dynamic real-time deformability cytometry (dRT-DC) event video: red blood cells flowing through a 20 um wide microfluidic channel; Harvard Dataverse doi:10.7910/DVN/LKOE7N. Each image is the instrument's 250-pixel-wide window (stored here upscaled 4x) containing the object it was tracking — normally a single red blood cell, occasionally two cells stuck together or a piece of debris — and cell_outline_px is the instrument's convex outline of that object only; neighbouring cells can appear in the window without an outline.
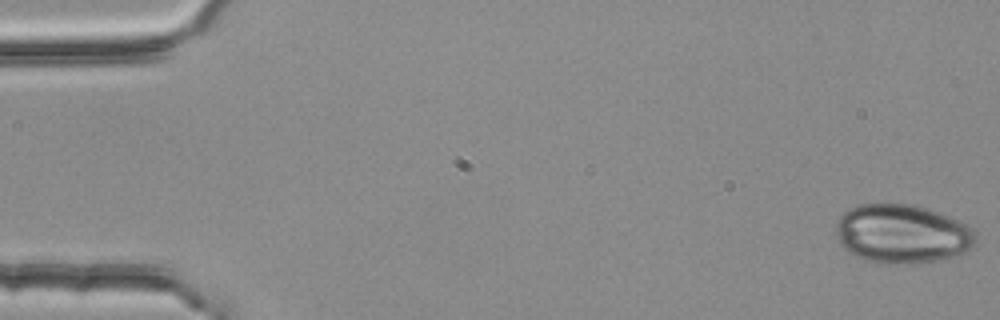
{"species": "common noctule bat (a hibernating species)", "species_latin": "Nyctalus noctula", "temperature_condition": "room temperature", "stored_images_in_passage": 4, "camera_frame_rate_fps": 3000, "um_per_image_px": 0.085, "animal": {"sex": "female", "body_mass_g": 25.1}, "frame": {"image": 1, "passage_image": 1, "time_ms": 0.0, "image_size_px": [1000, 320], "cell_outline_px": [[976, 244], [972, 248], [964, 252], [952, 256], [936, 260], [908, 264], [888, 264], [868, 260], [856, 256], [844, 248], [840, 244], [836, 232], [836, 220], [848, 208], [856, 204], [884, 200], [916, 204], [940, 212], [972, 228], [976, 236]], "centroid_in_image_um": [76.64, 19.81], "position_along_channel_um": 8.4, "area_um2": 48.96}}